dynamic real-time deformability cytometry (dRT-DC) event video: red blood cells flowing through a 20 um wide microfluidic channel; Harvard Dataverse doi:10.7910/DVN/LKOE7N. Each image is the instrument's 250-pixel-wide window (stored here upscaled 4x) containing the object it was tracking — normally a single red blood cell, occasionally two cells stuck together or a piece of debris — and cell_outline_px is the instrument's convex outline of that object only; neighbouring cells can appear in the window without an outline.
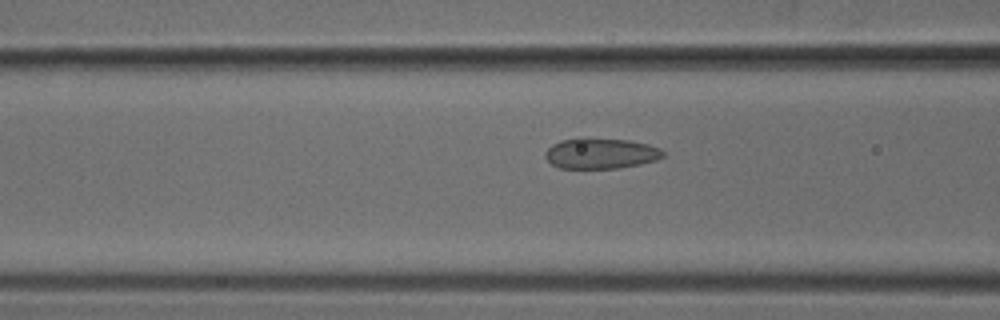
{"species": "common noctule bat (a hibernating species)", "species_latin": "Nyctalus noctula", "temperature_condition": "cold", "stored_images_in_passage": 39, "camera_frame_rate_fps": 3000, "um_per_image_px": 0.085, "animal": {"sex": "male", "body_mass_g": 18.8}, "frame": {"image": 1, "passage_image": 8, "time_ms": 2.333, "image_size_px": [1000, 320], "cell_outline_px": [[664, 156], [656, 160], [640, 164], [620, 168], [560, 168], [552, 164], [544, 156], [544, 152], [552, 144], [560, 140], [580, 136], [584, 136], [628, 140], [648, 144], [660, 148], [664, 152]], "centroid_in_image_um": [51.04, 13.01], "position_along_channel_um": 115.6, "area_um2": 21.5}}
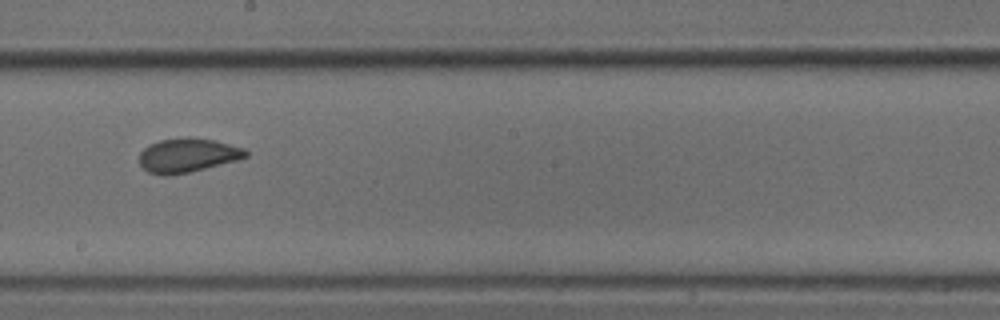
{"frame": {"image": 2, "passage_image": 17, "time_ms": 5.333, "image_size_px": [1000, 320], "cell_outline_px": [[248, 156], [236, 160], [188, 172], [168, 176], [148, 172], [140, 164], [140, 152], [148, 144], [160, 140], [188, 136], [216, 140], [244, 148], [248, 152]], "centroid_in_image_um": [15.93, 13.18], "position_along_channel_um": 232.3, "area_um2": 21.1}}
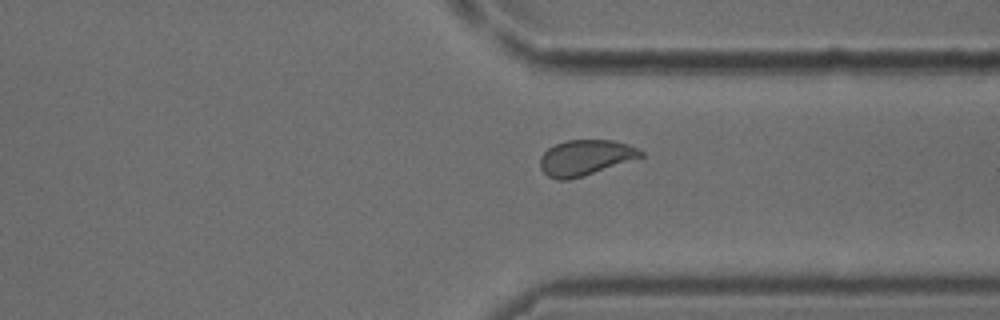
{"frame": {"image": 3, "passage_image": 27, "time_ms": 8.667, "image_size_px": [1000, 320], "cell_outline_px": [[644, 156], [584, 176], [568, 180], [556, 180], [548, 176], [540, 168], [540, 156], [548, 148], [556, 144], [568, 140], [612, 140], [628, 144], [644, 152]], "centroid_in_image_um": [49.74, 13.4], "position_along_channel_um": 361.7, "area_um2": 20.81}}